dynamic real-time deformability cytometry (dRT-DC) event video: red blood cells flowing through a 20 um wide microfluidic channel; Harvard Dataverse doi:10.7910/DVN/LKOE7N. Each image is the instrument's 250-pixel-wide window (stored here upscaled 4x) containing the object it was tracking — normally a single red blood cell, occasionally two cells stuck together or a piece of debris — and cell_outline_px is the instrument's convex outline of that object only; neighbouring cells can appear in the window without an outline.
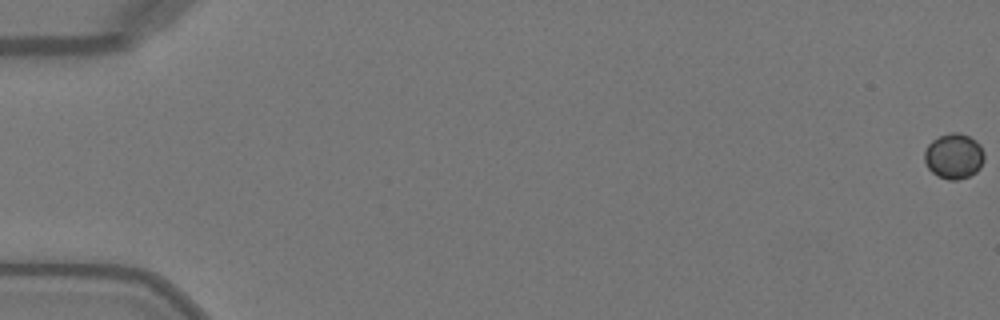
{"species": "Egyptian fruit bat (a non-hibernating species)", "species_latin": "Rousettus aegyptiacus", "temperature_condition": "warm", "stored_images_in_passage": 52, "camera_frame_rate_fps": 3000, "um_per_image_px": 0.085, "animal": {"sex": "female"}, "frame": {"image": 1, "passage_image": 1, "time_ms": 0.0, "image_size_px": [1000, 320], "cell_outline_px": [[984, 160], [980, 168], [976, 172], [968, 176], [956, 180], [948, 180], [936, 176], [928, 168], [924, 160], [924, 152], [928, 144], [932, 140], [948, 132], [960, 132], [976, 140], [980, 144], [984, 152]], "centroid_in_image_um": [81.08, 13.27], "position_along_channel_um": 3.9, "area_um2": 16.01}}
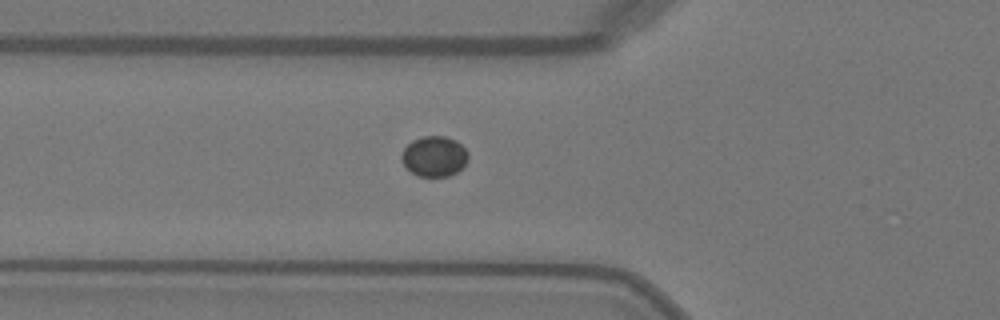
{"frame": {"image": 2, "passage_image": 20, "time_ms": 6.333, "image_size_px": [1000, 320], "cell_outline_px": [[468, 160], [456, 172], [448, 176], [416, 176], [400, 160], [400, 156], [404, 148], [412, 140], [424, 136], [444, 136], [456, 140], [468, 152]], "centroid_in_image_um": [36.89, 13.28], "position_along_channel_um": 88.9, "area_um2": 15.61}}
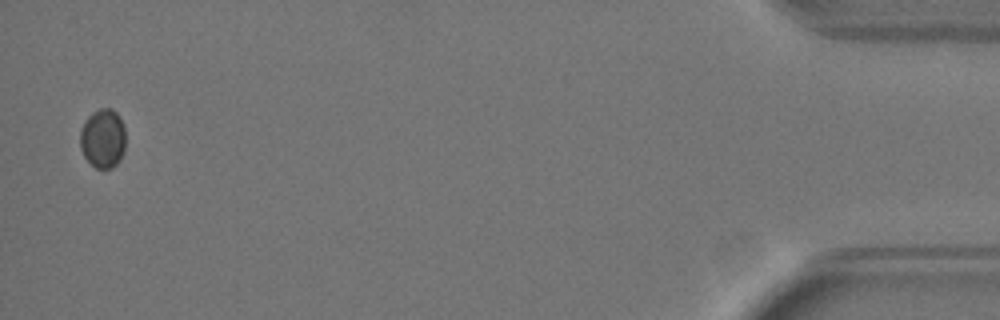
{"frame": {"image": 3, "passage_image": 51, "time_ms": 16.667, "image_size_px": [1000, 320], "cell_outline_px": [[124, 148], [116, 164], [112, 168], [96, 168], [84, 156], [80, 148], [80, 128], [84, 120], [92, 112], [100, 108], [112, 108], [120, 116], [124, 128]], "centroid_in_image_um": [8.71, 11.73], "position_along_channel_um": 426.5, "area_um2": 15.66}}